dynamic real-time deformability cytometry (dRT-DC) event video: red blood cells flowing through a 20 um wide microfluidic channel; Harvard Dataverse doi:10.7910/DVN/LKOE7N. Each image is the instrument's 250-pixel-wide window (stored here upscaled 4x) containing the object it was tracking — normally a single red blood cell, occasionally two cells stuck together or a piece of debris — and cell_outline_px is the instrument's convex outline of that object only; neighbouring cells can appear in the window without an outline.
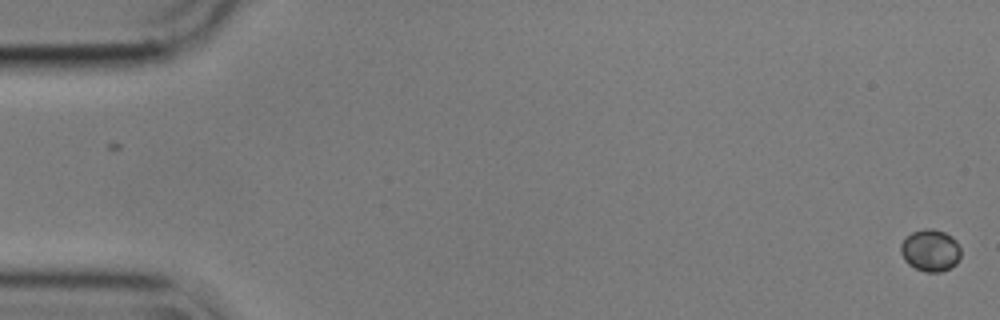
{"species": "common noctule bat (a hibernating species)", "species_latin": "Nyctalus noctula", "temperature_condition": "cold", "stored_images_in_passage": 16, "camera_frame_rate_fps": 3000, "um_per_image_px": 0.085, "animal": {"sex": "male", "body_mass_g": 17.9}, "frame": {"image": 1, "passage_image": 1, "time_ms": 0.0, "image_size_px": [1000, 320], "cell_outline_px": [[960, 256], [956, 264], [952, 268], [940, 272], [924, 272], [908, 264], [904, 260], [900, 252], [900, 244], [912, 232], [924, 228], [932, 228], [944, 232], [952, 236], [956, 240], [960, 248]], "centroid_in_image_um": [79.09, 21.29], "position_along_channel_um": 5.9, "area_um2": 14.85}}